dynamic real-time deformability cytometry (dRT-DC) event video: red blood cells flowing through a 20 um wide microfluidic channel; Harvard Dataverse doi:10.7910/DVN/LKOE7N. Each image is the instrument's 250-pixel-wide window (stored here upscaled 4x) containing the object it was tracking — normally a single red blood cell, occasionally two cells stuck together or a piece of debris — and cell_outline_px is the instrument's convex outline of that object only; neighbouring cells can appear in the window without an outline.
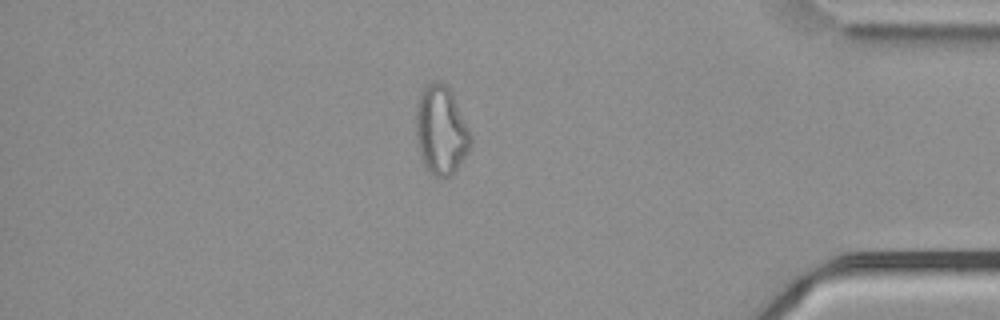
{"species": "common noctule bat (a hibernating species)", "species_latin": "Nyctalus noctula", "temperature_condition": "cold", "stored_images_in_passage": 55, "camera_frame_rate_fps": 3000, "um_per_image_px": 0.085, "animal": {"sex": "male", "body_mass_g": 21.5, "forearm_length_mm": 52.0}, "frame": {"image": 1, "passage_image": 47, "time_ms": 15.333, "image_size_px": [1000, 320], "cell_outline_px": [[472, 144], [456, 168], [448, 176], [436, 176], [428, 172], [420, 156], [416, 144], [416, 104], [420, 92], [428, 84], [436, 80], [444, 84], [452, 92], [472, 136]], "centroid_in_image_um": [37.46, 11.05], "position_along_channel_um": 397.7, "area_um2": 28.15}, "authors_computed_cell_mechanics": {"area_um2": 28.8422, "velocity_mm_per_s": 3.7632, "shape_relaxation_time_tau1_ms": null, "shape_relaxation_time_tau2_ms": 1.751, "deformation_change_tau1": null, "deformation_change_tau2": 0.0894}}